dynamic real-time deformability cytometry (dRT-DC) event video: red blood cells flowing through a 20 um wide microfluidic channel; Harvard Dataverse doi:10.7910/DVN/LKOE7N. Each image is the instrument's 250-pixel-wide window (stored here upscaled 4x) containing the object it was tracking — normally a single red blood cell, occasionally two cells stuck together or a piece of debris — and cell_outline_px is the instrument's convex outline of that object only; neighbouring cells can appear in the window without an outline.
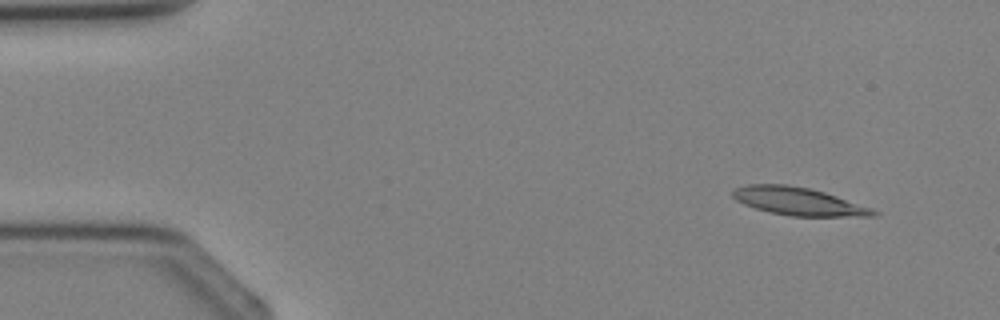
{"species": "Egyptian fruit bat (a non-hibernating species)", "species_latin": "Rousettus aegyptiacus", "temperature_condition": "cold", "stored_images_in_passage": 3, "camera_frame_rate_fps": 3000, "um_per_image_px": 0.085, "animal": {"sex": "female"}, "frame": {"image": 1, "passage_image": 1, "time_ms": 0.0, "image_size_px": [1000, 320], "cell_outline_px": [[880, 212], [876, 216], [792, 216], [772, 212], [756, 208], [744, 204], [736, 200], [732, 196], [732, 192], [736, 188], [748, 184], [784, 184], [808, 188], [824, 192], [872, 208]], "centroid_in_image_um": [67.87, 17.11], "position_along_channel_um": 17.1, "area_um2": 22.54}}